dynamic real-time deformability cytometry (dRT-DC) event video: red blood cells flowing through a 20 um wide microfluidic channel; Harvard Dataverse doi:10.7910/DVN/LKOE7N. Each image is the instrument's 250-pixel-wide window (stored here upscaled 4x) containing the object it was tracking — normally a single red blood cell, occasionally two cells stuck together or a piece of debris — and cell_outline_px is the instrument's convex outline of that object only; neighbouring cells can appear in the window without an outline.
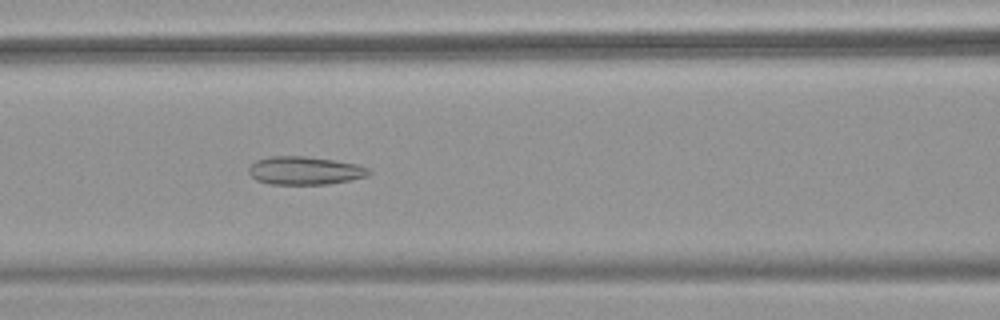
{"species": "common noctule bat (a hibernating species)", "species_latin": "Nyctalus noctula", "temperature_condition": "warm", "stored_images_in_passage": 43, "camera_frame_rate_fps": 3000, "um_per_image_px": 0.085, "animal": {"sex": "female", "body_mass_g": 18.4}, "frame": {"image": 1, "passage_image": 14, "time_ms": 4.333, "image_size_px": [1000, 320], "cell_outline_px": [[372, 172], [368, 176], [352, 180], [328, 184], [268, 184], [256, 180], [248, 172], [248, 168], [256, 160], [268, 156], [304, 156], [360, 164], [368, 168]], "centroid_in_image_um": [25.93, 14.5], "position_along_channel_um": 140.7, "area_um2": 19.88}}
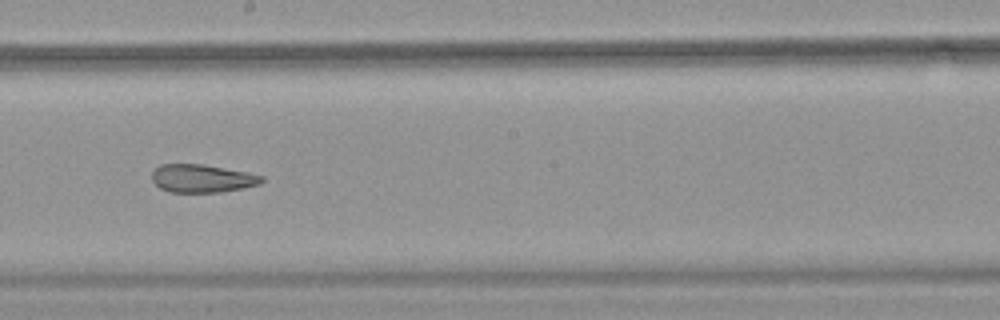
{"frame": {"image": 2, "passage_image": 21, "time_ms": 6.667, "image_size_px": [1000, 320], "cell_outline_px": [[264, 180], [260, 184], [244, 188], [220, 192], [168, 192], [160, 188], [152, 180], [152, 172], [160, 164], [204, 164], [248, 172], [264, 176]], "centroid_in_image_um": [17.2, 15.16], "position_along_channel_um": 231.0, "area_um2": 18.09}}
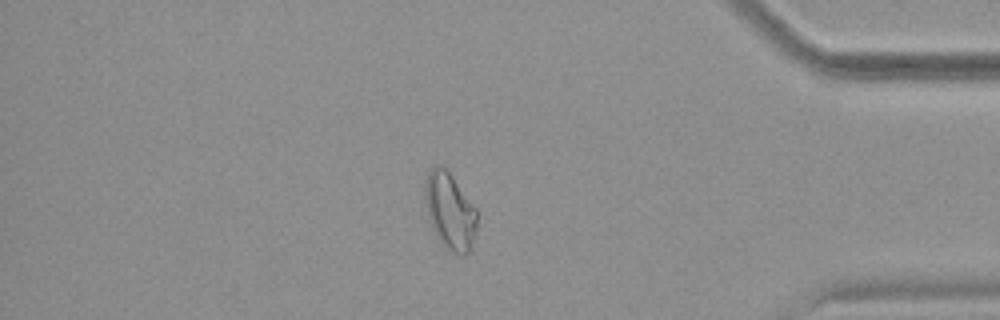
{"frame": {"image": 3, "passage_image": 36, "time_ms": 11.667, "image_size_px": [1000, 320], "cell_outline_px": [[476, 228], [468, 252], [464, 256], [460, 256], [440, 244], [432, 228], [428, 216], [424, 200], [424, 180], [428, 172], [436, 164], [440, 164], [452, 176], [476, 208]], "centroid_in_image_um": [38.2, 17.93], "position_along_channel_um": 397.0, "area_um2": 23.24}, "authors_computed_cell_mechanics": {"area_um2": 19.5364, "velocity_mm_per_s": 3.9002, "shape_relaxation_time_tau1_ms": null, "shape_relaxation_time_tau2_ms": 2.728, "deformation_change_tau1": null, "deformation_change_tau2": 0.0982}}